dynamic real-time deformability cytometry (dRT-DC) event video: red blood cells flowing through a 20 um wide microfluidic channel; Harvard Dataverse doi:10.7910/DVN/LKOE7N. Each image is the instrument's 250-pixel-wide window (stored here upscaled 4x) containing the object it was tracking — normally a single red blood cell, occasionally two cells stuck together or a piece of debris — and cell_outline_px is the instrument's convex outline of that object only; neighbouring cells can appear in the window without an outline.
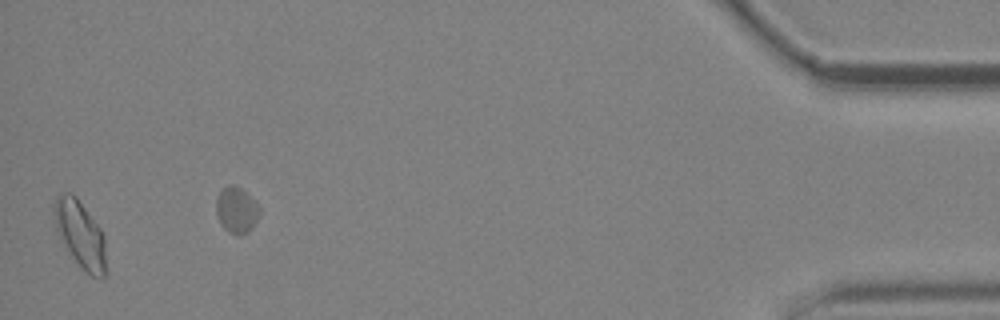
{"species": "common noctule bat (a hibernating species)", "species_latin": "Nyctalus noctula", "temperature_condition": "cold", "stored_images_in_passage": 14, "segment_of_instrument_passage": [2, 2], "camera_frame_rate_fps": 3000, "um_per_image_px": 0.085, "animal": {"sex": "male", "body_mass_g": 19.2, "forearm_length_mm": 51.8}, "frame": {"image": 1, "passage_image": 13, "time_ms": 16.333, "image_size_px": [1000, 320], "cell_outline_px": [[104, 280], [92, 276], [80, 268], [56, 232], [52, 212], [52, 204], [64, 192], [72, 192], [76, 196], [100, 228], [104, 236]], "centroid_in_image_um": [6.78, 19.89], "position_along_channel_um": 428.4, "area_um2": 20.11}}